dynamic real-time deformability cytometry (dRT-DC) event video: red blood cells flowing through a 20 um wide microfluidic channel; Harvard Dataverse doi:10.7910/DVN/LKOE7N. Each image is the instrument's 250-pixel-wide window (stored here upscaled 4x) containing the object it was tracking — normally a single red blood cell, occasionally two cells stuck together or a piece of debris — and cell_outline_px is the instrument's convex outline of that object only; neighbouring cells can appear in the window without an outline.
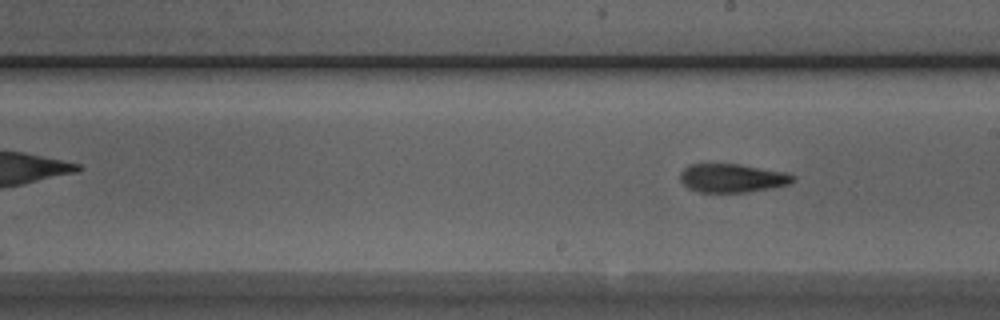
{"species": "Egyptian fruit bat (a non-hibernating species)", "species_latin": "Rousettus aegyptiacus", "temperature_condition": "room temperature", "stored_images_in_passage": 8, "camera_frame_rate_fps": 3000, "um_per_image_px": 0.085, "animal": {"sex": "male"}, "frame": {"image": 1, "passage_image": 8, "time_ms": 8.0, "image_size_px": [1000, 320], "cell_outline_px": [[796, 180], [792, 184], [772, 188], [748, 192], [700, 192], [688, 188], [680, 180], [680, 172], [688, 164], [740, 164], [788, 172], [796, 176]], "centroid_in_image_um": [62.3, 15.13], "position_along_channel_um": 226.7, "area_um2": 19.13}}